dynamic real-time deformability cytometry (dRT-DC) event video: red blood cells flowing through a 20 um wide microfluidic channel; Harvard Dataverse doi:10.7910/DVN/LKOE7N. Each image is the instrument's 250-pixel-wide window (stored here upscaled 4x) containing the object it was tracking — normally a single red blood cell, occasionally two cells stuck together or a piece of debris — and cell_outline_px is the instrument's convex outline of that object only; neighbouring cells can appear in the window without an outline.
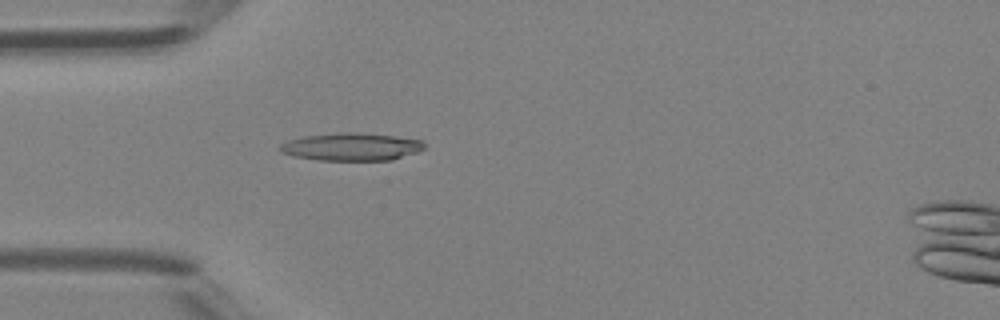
{"species": "Egyptian fruit bat (a non-hibernating species)", "species_latin": "Rousettus aegyptiacus", "temperature_condition": "room temperature", "stored_images_in_passage": 39, "camera_frame_rate_fps": 3000, "um_per_image_px": 0.085, "animal": {"sex": "female"}, "frame": {"image": 1, "passage_image": 6, "time_ms": 1.667, "image_size_px": [1000, 320], "cell_outline_px": [[424, 148], [416, 152], [392, 160], [320, 160], [292, 156], [280, 152], [276, 148], [280, 144], [288, 140], [304, 136], [340, 132], [352, 132], [392, 136], [424, 140]], "centroid_in_image_um": [29.81, 12.48], "position_along_channel_um": 55.2, "area_um2": 23.29}}
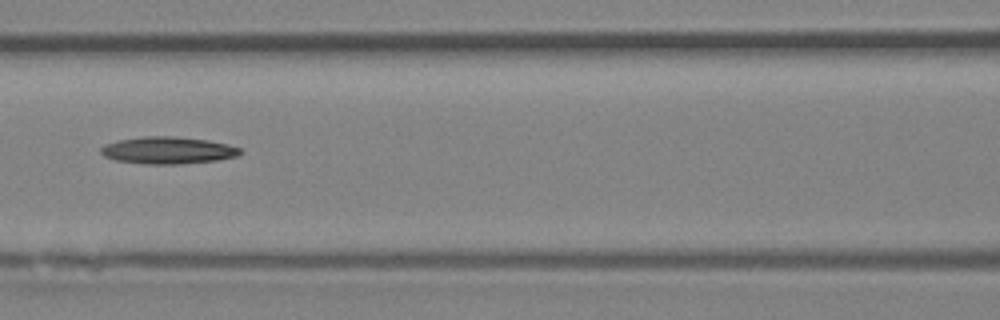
{"frame": {"image": 2, "passage_image": 13, "time_ms": 4.0, "image_size_px": [1000, 320], "cell_outline_px": [[244, 152], [236, 156], [216, 160], [180, 164], [144, 164], [116, 160], [104, 156], [100, 152], [100, 148], [104, 144], [116, 140], [144, 136], [172, 136], [208, 140], [228, 144], [240, 148]], "centroid_in_image_um": [14.25, 12.77], "position_along_channel_um": 152.4, "area_um2": 22.08}}
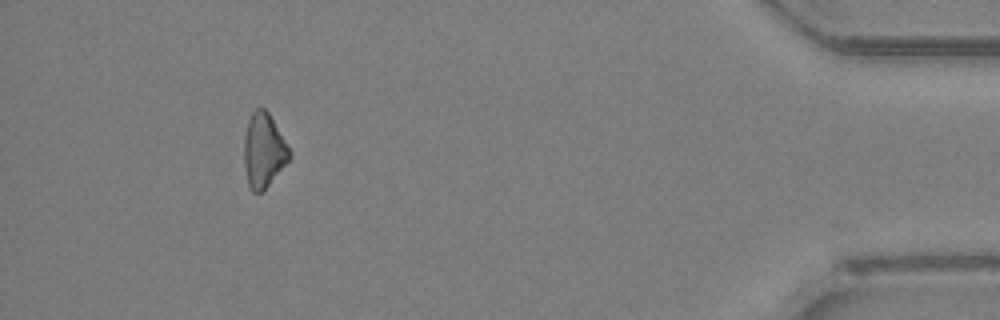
{"frame": {"image": 3, "passage_image": 35, "time_ms": 11.333, "image_size_px": [1000, 320], "cell_outline_px": [[292, 156], [264, 192], [252, 192], [248, 184], [244, 168], [244, 136], [248, 120], [252, 112], [256, 108], [264, 108], [268, 112], [292, 152]], "centroid_in_image_um": [22.41, 12.82], "position_along_channel_um": 412.8, "area_um2": 19.83}, "authors_computed_cell_mechanics": {"area_um2": 20.519, "velocity_mm_per_s": 4.4331, "shape_relaxation_time_tau1_ms": 2.7393, "shape_relaxation_time_tau2_ms": null, "deformation_change_tau1": 0.0748, "deformation_change_tau2": null}}